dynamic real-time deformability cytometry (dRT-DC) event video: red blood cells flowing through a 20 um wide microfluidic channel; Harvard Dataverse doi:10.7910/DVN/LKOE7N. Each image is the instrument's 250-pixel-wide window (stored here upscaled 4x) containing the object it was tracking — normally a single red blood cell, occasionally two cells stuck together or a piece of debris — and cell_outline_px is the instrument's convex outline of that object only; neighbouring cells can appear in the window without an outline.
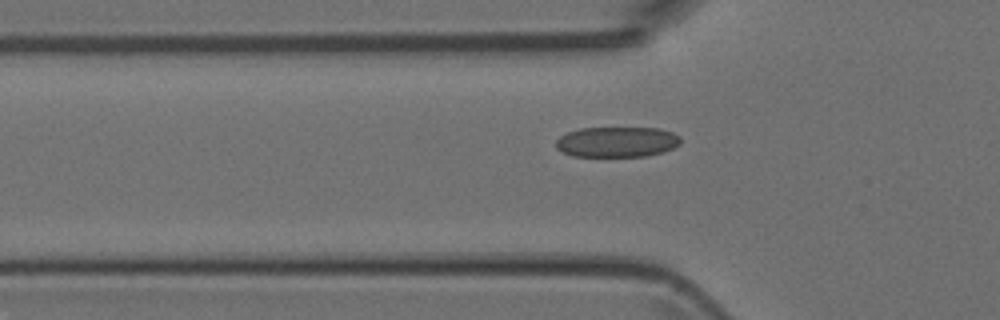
{"species": "Egyptian fruit bat (a non-hibernating species)", "species_latin": "Rousettus aegyptiacus", "temperature_condition": "room temperature", "stored_images_in_passage": 35, "camera_frame_rate_fps": 3000, "um_per_image_px": 0.085, "animal": {"sex": "female"}, "frame": {"image": 1, "passage_image": 7, "time_ms": 2.0, "image_size_px": [1000, 320], "cell_outline_px": [[680, 144], [664, 152], [648, 156], [572, 156], [556, 148], [556, 140], [560, 136], [568, 132], [580, 128], [660, 128], [672, 132], [680, 136]], "centroid_in_image_um": [52.46, 12.06], "position_along_channel_um": 73.3, "area_um2": 22.14}}
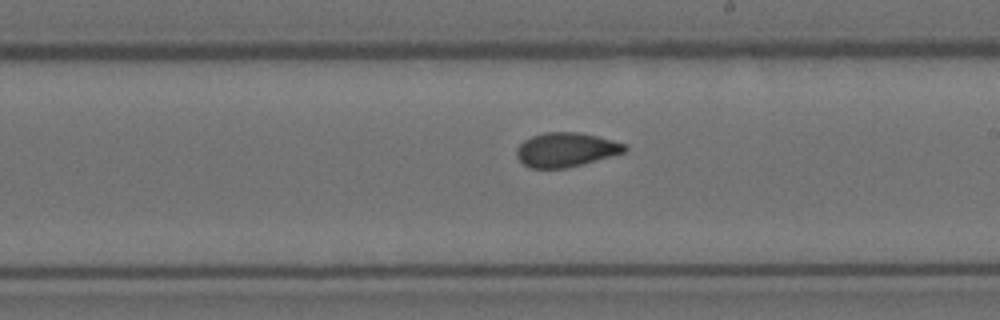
{"frame": {"image": 2, "passage_image": 19, "time_ms": 6.0, "image_size_px": [1000, 320], "cell_outline_px": [[628, 148], [624, 152], [596, 160], [564, 168], [532, 168], [524, 164], [516, 156], [516, 148], [524, 140], [532, 136], [544, 132], [580, 132], [628, 144]], "centroid_in_image_um": [48.09, 12.71], "position_along_channel_um": 240.9, "area_um2": 21.39}}
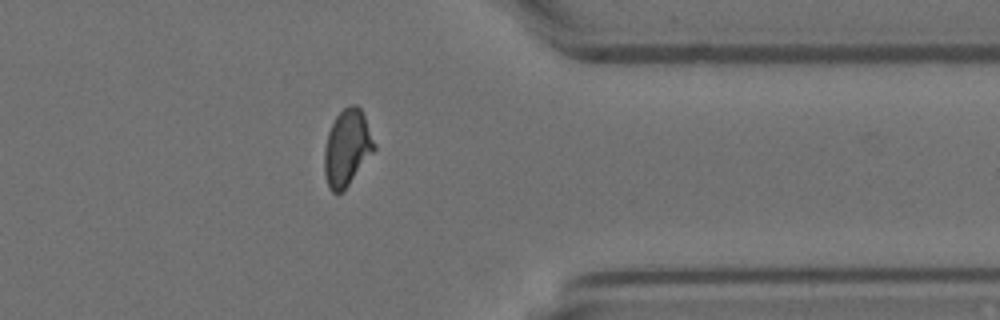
{"frame": {"image": 3, "passage_image": 30, "time_ms": 9.667, "image_size_px": [1000, 320], "cell_outline_px": [[376, 148], [348, 184], [340, 192], [332, 192], [328, 188], [324, 172], [324, 148], [328, 132], [336, 116], [348, 104], [356, 104], [360, 108], [364, 116], [376, 144]], "centroid_in_image_um": [29.48, 12.53], "position_along_channel_um": 381.9, "area_um2": 21.91}}